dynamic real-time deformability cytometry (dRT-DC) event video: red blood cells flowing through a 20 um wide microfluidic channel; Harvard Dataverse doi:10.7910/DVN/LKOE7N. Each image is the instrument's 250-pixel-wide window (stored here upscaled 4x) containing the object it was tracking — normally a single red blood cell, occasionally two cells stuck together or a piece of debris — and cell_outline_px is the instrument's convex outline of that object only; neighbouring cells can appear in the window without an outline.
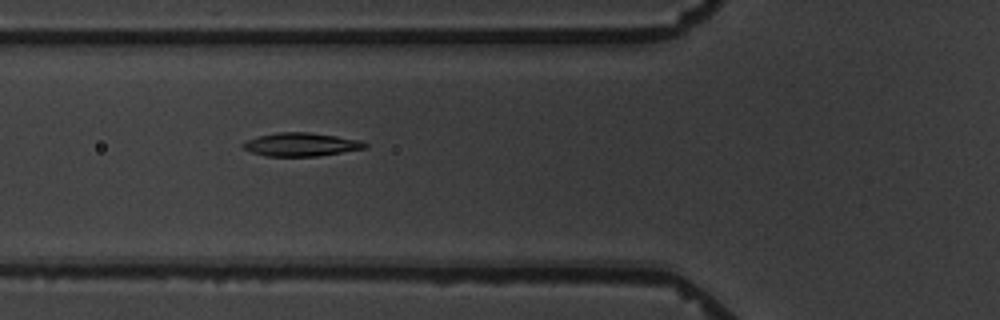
{"species": "common noctule bat (a hibernating species)", "species_latin": "Nyctalus noctula", "temperature_condition": "warm", "stored_images_in_passage": 6, "camera_frame_rate_fps": 3000, "um_per_image_px": 0.085, "animal": {"sex": "male", "body_mass_g": 19.5, "forearm_length_mm": 54.6}, "frame": {"image": 1, "passage_image": 6, "time_ms": 5.667, "image_size_px": [1000, 320], "cell_outline_px": [[368, 148], [316, 156], [264, 156], [252, 152], [244, 148], [240, 144], [244, 140], [276, 132], [308, 132], [336, 136], [360, 140], [368, 144]], "centroid_in_image_um": [25.58, 12.28], "position_along_channel_um": 100.2, "area_um2": 16.65}}